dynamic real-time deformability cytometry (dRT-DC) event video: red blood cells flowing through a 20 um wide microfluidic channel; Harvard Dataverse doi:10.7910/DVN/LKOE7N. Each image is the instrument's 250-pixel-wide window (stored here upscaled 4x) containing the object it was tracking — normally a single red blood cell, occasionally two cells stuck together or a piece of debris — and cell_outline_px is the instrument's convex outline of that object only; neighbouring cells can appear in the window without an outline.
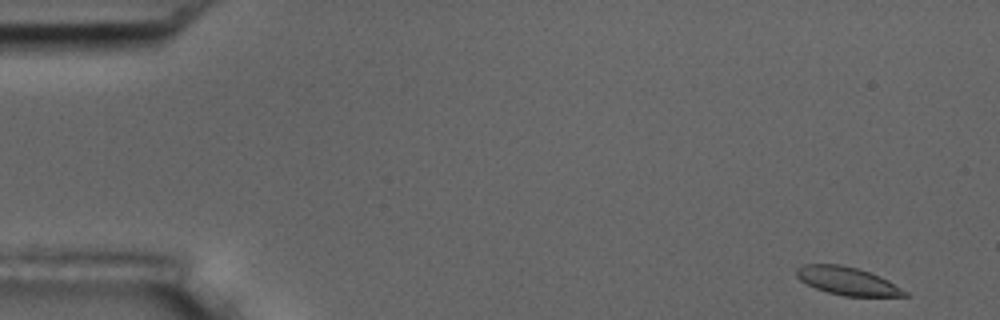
{"species": "common noctule bat (a hibernating species)", "species_latin": "Nyctalus noctula", "temperature_condition": "room temperature", "stored_images_in_passage": 53, "camera_frame_rate_fps": 3000, "um_per_image_px": 0.085, "animal": {"sex": "male", "body_mass_g": 17.5, "forearm_length_mm": 52.3}, "frame": {"image": 1, "passage_image": 1, "time_ms": 0.0, "image_size_px": [1000, 320], "cell_outline_px": [[908, 296], [844, 296], [828, 292], [816, 288], [800, 280], [796, 276], [796, 268], [804, 264], [840, 264], [856, 268], [880, 276], [888, 280], [908, 292]], "centroid_in_image_um": [72.02, 23.88], "position_along_channel_um": 13.0, "area_um2": 17.51}}
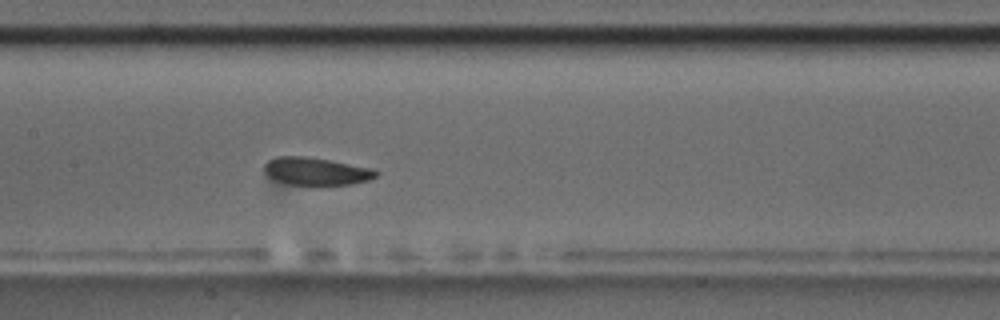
{"frame": {"image": 2, "passage_image": 25, "time_ms": 8.0, "image_size_px": [1000, 320], "cell_outline_px": [[380, 172], [376, 176], [368, 180], [352, 184], [316, 188], [288, 184], [272, 180], [264, 172], [264, 164], [268, 160], [276, 156], [304, 156], [328, 160], [368, 168]], "centroid_in_image_um": [26.8, 14.61], "position_along_channel_um": 180.6, "area_um2": 18.67}}
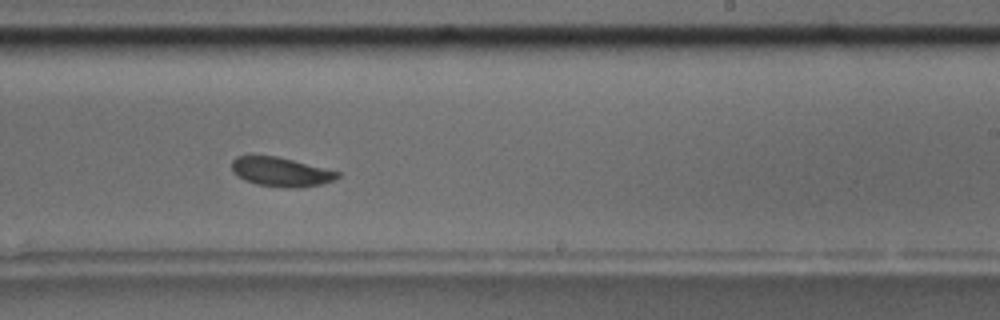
{"frame": {"image": 3, "passage_image": 32, "time_ms": 10.333, "image_size_px": [1000, 320], "cell_outline_px": [[340, 176], [336, 180], [324, 184], [300, 188], [292, 188], [256, 184], [244, 180], [236, 176], [232, 172], [232, 160], [236, 156], [252, 152], [276, 156], [340, 172]], "centroid_in_image_um": [23.82, 14.58], "position_along_channel_um": 265.2, "area_um2": 18.61}, "authors_computed_cell_mechanics": {"area_um2": 18.6116, "velocity_mm_per_s": 3.6398, "shape_relaxation_time_tau1_ms": 3.8829, "shape_relaxation_time_tau2_ms": 2.3315, "deformation_change_tau1": 0.1338, "deformation_change_tau2": 0.0611}}